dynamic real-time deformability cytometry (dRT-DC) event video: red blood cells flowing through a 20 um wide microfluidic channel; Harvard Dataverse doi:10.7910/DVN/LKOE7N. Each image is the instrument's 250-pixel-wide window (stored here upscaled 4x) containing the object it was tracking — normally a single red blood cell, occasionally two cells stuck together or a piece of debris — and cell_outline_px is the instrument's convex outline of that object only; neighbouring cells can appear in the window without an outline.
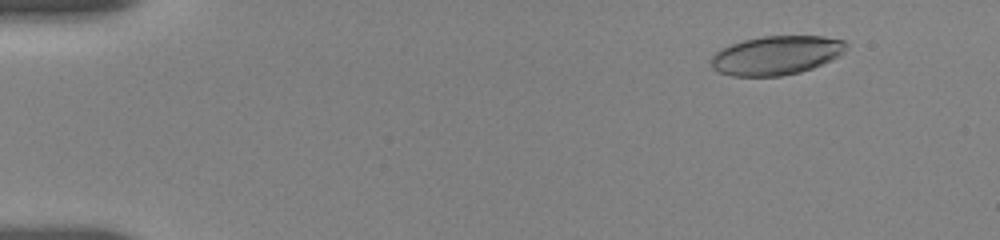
{"species": "human", "species_latin": "Homo sapiens", "temperature_condition": "room temperature", "stored_images_in_passage": 71, "camera_frame_rate_fps": 3000, "um_per_image_px": 0.085, "donor": {"sex": "female"}, "frame": {"image": 1, "passage_image": 10, "time_ms": 2.0, "image_size_px": [1000, 240], "cell_outline_px": [[844, 52], [812, 68], [800, 72], [780, 76], [732, 76], [720, 72], [712, 68], [712, 56], [716, 52], [732, 44], [744, 40], [764, 36], [820, 36], [844, 40]], "centroid_in_image_um": [65.95, 4.7], "position_along_channel_um": 19.1, "area_um2": 30.06}}
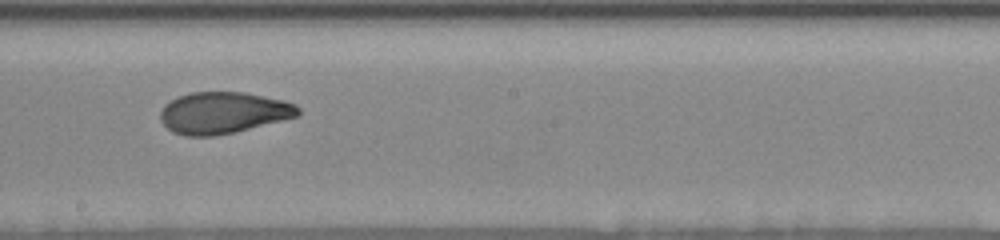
{"frame": {"image": 2, "passage_image": 35, "time_ms": 10.667, "image_size_px": [1000, 240], "cell_outline_px": [[300, 112], [296, 116], [232, 132], [212, 136], [188, 136], [172, 132], [160, 120], [160, 112], [164, 104], [180, 96], [192, 92], [244, 92], [284, 100], [296, 104], [300, 108]], "centroid_in_image_um": [18.95, 9.57], "position_along_channel_um": 229.3, "area_um2": 32.95}}
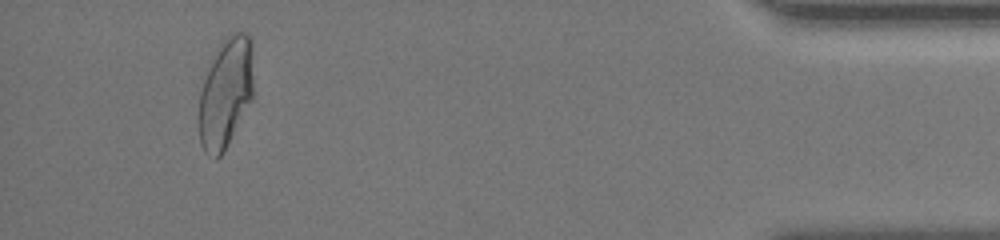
{"frame": {"image": 3, "passage_image": 66, "time_ms": 17.333, "image_size_px": [1000, 240], "cell_outline_px": [[252, 100], [220, 156], [216, 160], [204, 152], [200, 144], [200, 92], [204, 80], [220, 40], [224, 36], [232, 32], [248, 32], [252, 36]], "centroid_in_image_um": [19.2, 7.83], "position_along_channel_um": 416.0, "area_um2": 34.8}, "authors_computed_cell_mechanics": {"area_um2": 32.8882, "velocity_mm_per_s": 3.6653, "shape_relaxation_time_tau1_ms": 6.636, "shape_relaxation_time_tau2_ms": 1.6329, "deformation_change_tau1": 0.206, "deformation_change_tau2": 0.0742}}